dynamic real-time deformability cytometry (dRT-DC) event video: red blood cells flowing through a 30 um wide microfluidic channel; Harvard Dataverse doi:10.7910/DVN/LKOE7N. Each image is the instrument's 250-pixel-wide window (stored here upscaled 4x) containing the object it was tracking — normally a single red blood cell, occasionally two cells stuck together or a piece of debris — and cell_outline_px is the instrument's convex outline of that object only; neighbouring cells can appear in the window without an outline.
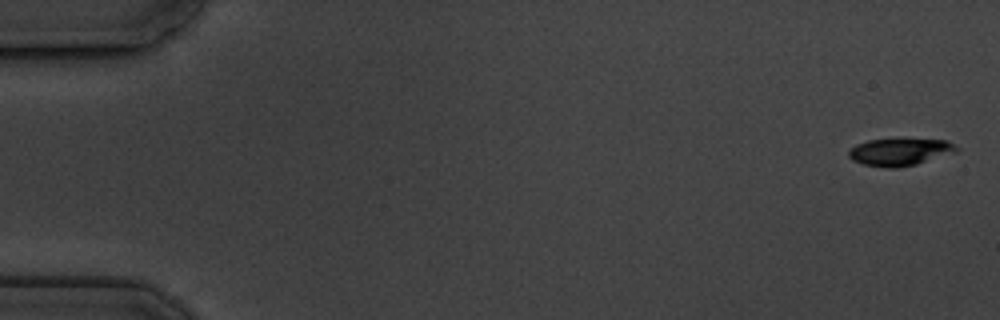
{"species": "common noctule bat (a hibernating species)", "species_latin": "Nyctalus noctula", "temperature_condition": "cold", "stored_images_in_passage": 6, "segment_of_instrument_passage": [1, 2], "camera_frame_rate_fps": 3000, "um_per_image_px": 0.085, "animal": {"sex": "male", "body_mass_g": 19.5, "forearm_length_mm": 54.6}, "frame": {"image": 1, "passage_image": 1, "time_ms": 0.0, "image_size_px": [1000, 320], "cell_outline_px": [[960, 148], [956, 152], [916, 164], [900, 168], [888, 168], [864, 164], [852, 160], [848, 156], [848, 152], [856, 144], [868, 140], [948, 140]], "centroid_in_image_um": [76.49, 12.93], "position_along_channel_um": 8.5, "area_um2": 16.88}}